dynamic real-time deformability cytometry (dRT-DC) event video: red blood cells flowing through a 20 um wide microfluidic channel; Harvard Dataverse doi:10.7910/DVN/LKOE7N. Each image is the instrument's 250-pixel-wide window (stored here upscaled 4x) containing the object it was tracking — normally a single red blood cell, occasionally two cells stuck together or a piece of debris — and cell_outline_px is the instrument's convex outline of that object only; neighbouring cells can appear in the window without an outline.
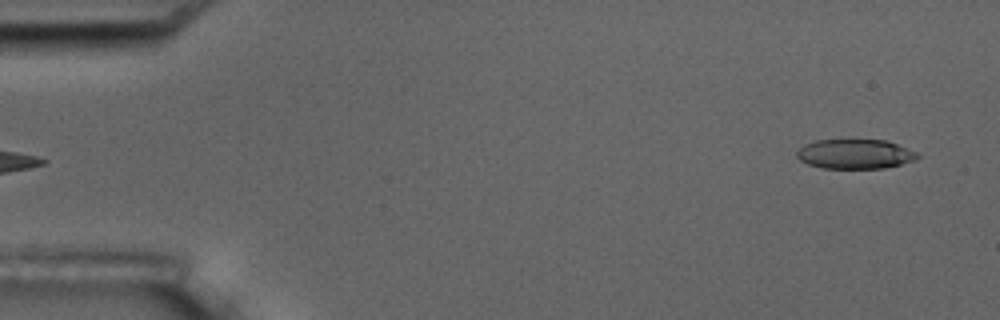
{"species": "common noctule bat (a hibernating species)", "species_latin": "Nyctalus noctula", "temperature_condition": "room temperature", "stored_images_in_passage": 5, "segment_of_instrument_passage": [2, 2], "camera_frame_rate_fps": 3000, "um_per_image_px": 0.085, "animal": {"sex": "male", "body_mass_g": 17.5, "forearm_length_mm": 52.3}, "frame": {"image": 1, "passage_image": 5, "time_ms": 5.333, "image_size_px": [1000, 320], "cell_outline_px": [[920, 156], [916, 160], [884, 168], [820, 168], [808, 164], [800, 160], [796, 156], [796, 152], [804, 144], [816, 140], [884, 140], [896, 144], [916, 152]], "centroid_in_image_um": [72.65, 13.1], "position_along_channel_um": 12.4, "area_um2": 20.69}}